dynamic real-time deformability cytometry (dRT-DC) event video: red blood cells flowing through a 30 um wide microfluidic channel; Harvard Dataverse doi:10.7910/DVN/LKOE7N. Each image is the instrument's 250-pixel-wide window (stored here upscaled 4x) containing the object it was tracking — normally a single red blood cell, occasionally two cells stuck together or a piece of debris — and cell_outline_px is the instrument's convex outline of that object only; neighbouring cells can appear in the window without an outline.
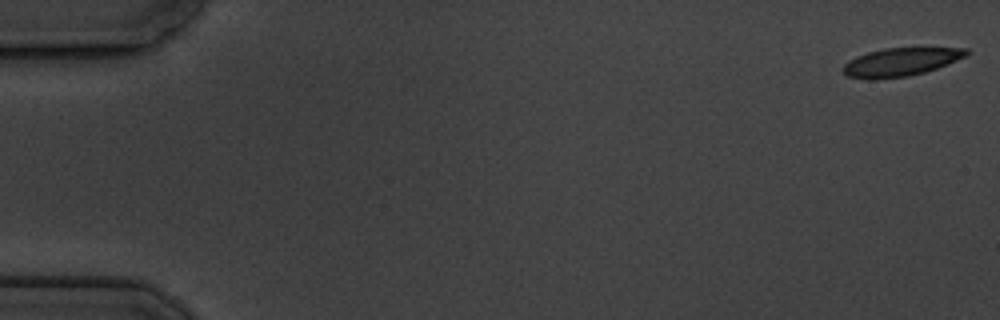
{"species": "common noctule bat (a hibernating species)", "species_latin": "Nyctalus noctula", "temperature_condition": "cold", "stored_images_in_passage": 6, "camera_frame_rate_fps": 3000, "um_per_image_px": 0.085, "animal": {"sex": "male", "body_mass_g": 19.5, "forearm_length_mm": 54.6}, "frame": {"image": 1, "passage_image": 1, "time_ms": 0.0, "image_size_px": [1000, 320], "cell_outline_px": [[968, 56], [948, 64], [924, 72], [908, 76], [876, 80], [868, 80], [848, 76], [844, 72], [844, 64], [848, 60], [856, 56], [868, 52], [884, 48], [968, 48]], "centroid_in_image_um": [76.55, 5.28], "position_along_channel_um": 8.4, "area_um2": 20.35}}
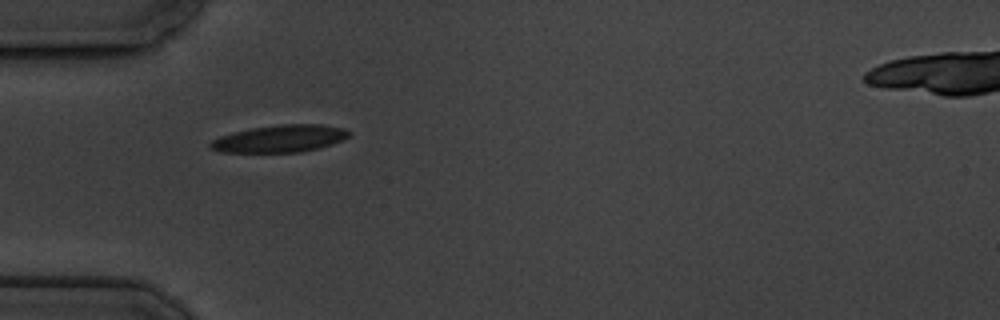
{"frame": {"image": 2, "passage_image": 5, "time_ms": 5.667, "image_size_px": [1000, 320], "cell_outline_px": [[352, 132], [348, 136], [332, 144], [320, 148], [300, 152], [220, 152], [212, 148], [208, 144], [212, 140], [220, 136], [252, 128], [280, 124], [320, 124], [344, 128]], "centroid_in_image_um": [23.82, 11.78], "position_along_channel_um": 61.2, "area_um2": 21.85}}